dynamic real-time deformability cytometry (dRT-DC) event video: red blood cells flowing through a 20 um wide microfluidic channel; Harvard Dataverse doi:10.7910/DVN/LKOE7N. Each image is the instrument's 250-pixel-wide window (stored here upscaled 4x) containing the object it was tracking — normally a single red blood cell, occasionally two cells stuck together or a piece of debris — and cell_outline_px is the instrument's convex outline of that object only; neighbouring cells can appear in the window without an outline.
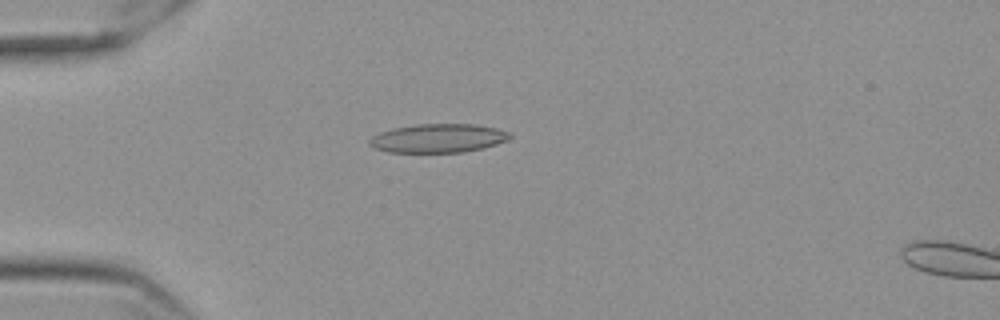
{"species": "Egyptian fruit bat (a non-hibernating species)", "species_latin": "Rousettus aegyptiacus", "temperature_condition": "cold", "stored_images_in_passage": 43, "camera_frame_rate_fps": 3000, "um_per_image_px": 0.085, "frame": {"image": 1, "passage_image": 2, "time_ms": 0.333, "image_size_px": [1000, 320], "cell_outline_px": [[512, 136], [508, 140], [496, 144], [464, 152], [388, 152], [376, 148], [368, 144], [368, 140], [372, 136], [380, 132], [392, 128], [416, 124], [476, 124], [496, 128], [508, 132]], "centroid_in_image_um": [37.22, 11.74], "position_along_channel_um": 47.8, "area_um2": 23.47}}
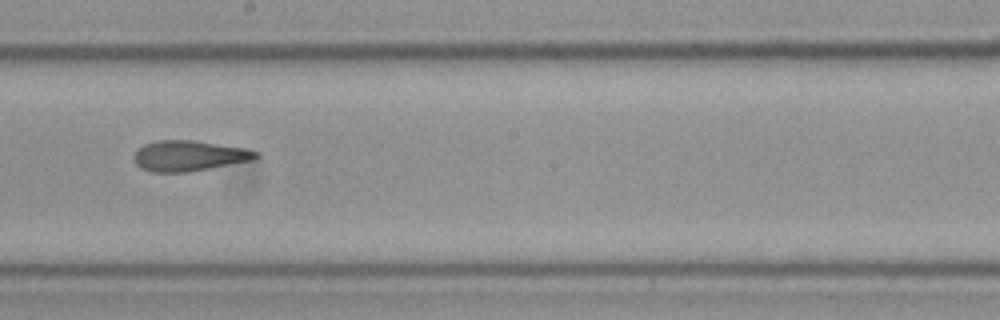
{"frame": {"image": 2, "passage_image": 19, "time_ms": 6.0, "image_size_px": [1000, 320], "cell_outline_px": [[260, 156], [256, 160], [184, 172], [152, 172], [140, 168], [136, 164], [132, 156], [144, 144], [156, 140], [192, 140], [244, 148], [260, 152]], "centroid_in_image_um": [16.08, 13.24], "position_along_channel_um": 232.1, "area_um2": 21.68}}
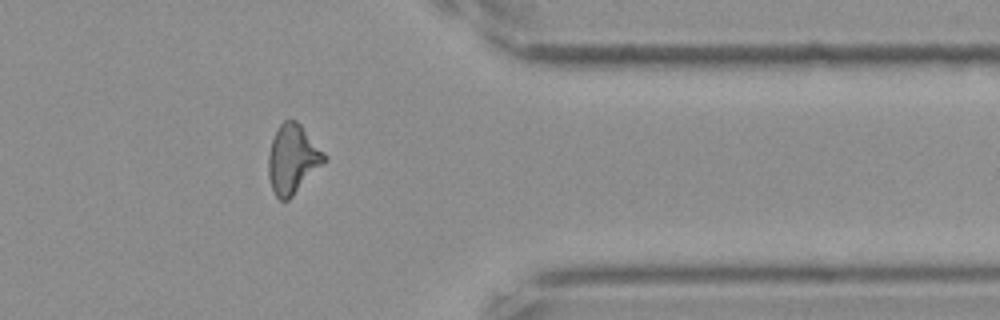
{"frame": {"image": 3, "passage_image": 33, "time_ms": 10.667, "image_size_px": [1000, 320], "cell_outline_px": [[328, 156], [324, 164], [288, 200], [280, 200], [276, 196], [272, 188], [268, 176], [268, 156], [272, 140], [280, 124], [284, 120], [296, 120], [300, 124]], "centroid_in_image_um": [24.89, 13.53], "position_along_channel_um": 386.5, "area_um2": 22.37}, "authors_computed_cell_mechanics": {"area_um2": 21.8484, "velocity_mm_per_s": 3.5692, "shape_relaxation_time_tau1_ms": null, "shape_relaxation_time_tau2_ms": 2.7173, "deformation_change_tau1": null, "deformation_change_tau2": 0.1213}}